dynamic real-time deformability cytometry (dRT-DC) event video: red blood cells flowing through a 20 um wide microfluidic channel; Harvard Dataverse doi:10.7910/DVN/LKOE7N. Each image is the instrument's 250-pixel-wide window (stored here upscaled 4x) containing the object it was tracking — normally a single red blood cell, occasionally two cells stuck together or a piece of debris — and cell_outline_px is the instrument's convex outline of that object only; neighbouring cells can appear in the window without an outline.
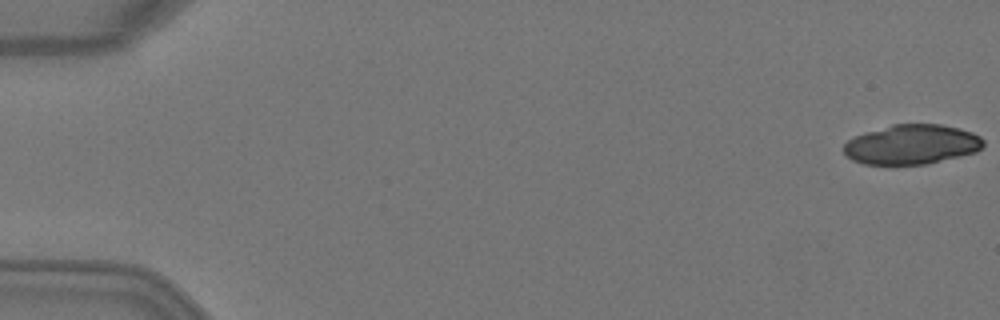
{"species": "Egyptian fruit bat (a non-hibernating species)", "species_latin": "Rousettus aegyptiacus", "temperature_condition": "warm", "stored_images_in_passage": 5, "camera_frame_rate_fps": 3000, "um_per_image_px": 0.085, "animal": {"sex": "female"}, "frame": {"image": 1, "passage_image": 1, "time_ms": 0.0, "image_size_px": [1000, 320], "cell_outline_px": [[984, 144], [976, 152], [960, 156], [924, 164], [864, 164], [852, 160], [844, 152], [844, 144], [848, 140], [864, 132], [892, 124], [940, 124], [960, 128], [972, 132], [980, 136], [984, 140]], "centroid_in_image_um": [77.5, 12.27], "position_along_channel_um": 7.5, "area_um2": 32.19}}